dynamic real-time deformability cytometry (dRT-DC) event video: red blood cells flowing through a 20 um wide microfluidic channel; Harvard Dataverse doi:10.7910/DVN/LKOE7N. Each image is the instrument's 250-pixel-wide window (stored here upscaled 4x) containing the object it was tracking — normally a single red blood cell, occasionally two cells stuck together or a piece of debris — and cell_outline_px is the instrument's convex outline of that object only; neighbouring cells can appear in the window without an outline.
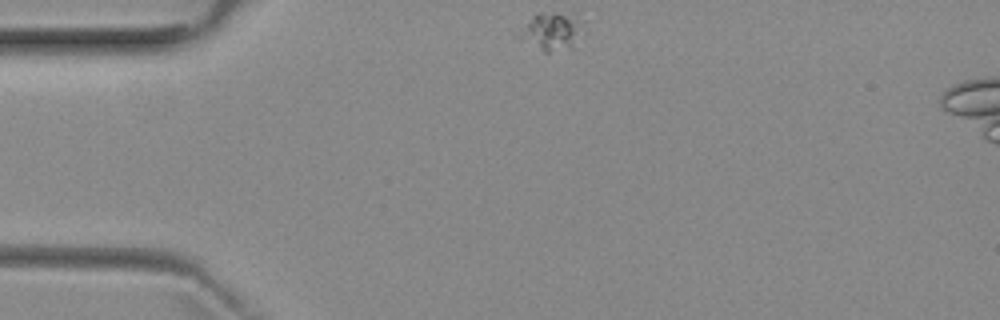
{"species": "common noctule bat (a hibernating species)", "species_latin": "Nyctalus noctula", "temperature_condition": "room temperature", "stored_images_in_passage": 2, "camera_frame_rate_fps": 3000, "um_per_image_px": 0.085, "animal": {"sex": "female", "body_mass_g": 29.2, "forearm_length_mm": 56.3}, "frame": {"image": 1, "passage_image": 1, "time_ms": 0.0, "image_size_px": [1000, 320], "cell_outline_px": [[584, 20], [576, 48], [548, 52], [544, 52], [520, 36], [532, 16], [536, 12], [556, 12]], "centroid_in_image_um": [47.0, 2.67], "position_along_channel_um": 38.0, "area_um2": 13.58}}